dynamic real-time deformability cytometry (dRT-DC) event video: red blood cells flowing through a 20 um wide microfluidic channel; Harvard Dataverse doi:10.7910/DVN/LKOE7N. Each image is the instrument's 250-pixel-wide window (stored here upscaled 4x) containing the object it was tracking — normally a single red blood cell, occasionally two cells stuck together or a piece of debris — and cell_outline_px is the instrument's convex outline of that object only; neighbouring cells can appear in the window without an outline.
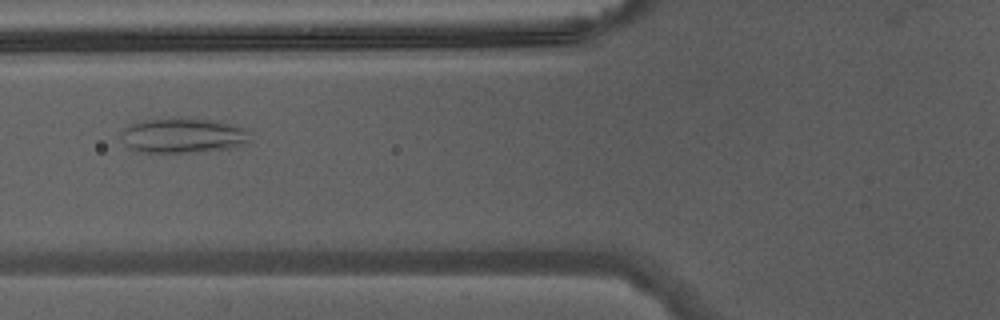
{"species": "Egyptian fruit bat (a non-hibernating species)", "species_latin": "Rousettus aegyptiacus", "temperature_condition": "warm", "stored_images_in_passage": 35, "camera_frame_rate_fps": 3000, "um_per_image_px": 0.085, "animal": {"sex": "male"}, "frame": {"image": 1, "passage_image": 8, "time_ms": 2.333, "image_size_px": [1000, 320], "cell_outline_px": [[252, 140], [228, 148], [196, 152], [140, 152], [124, 144], [120, 140], [120, 132], [128, 124], [144, 120], [180, 116], [220, 120], [252, 128]], "centroid_in_image_um": [15.62, 11.47], "position_along_channel_um": 110.2, "area_um2": 27.4}}
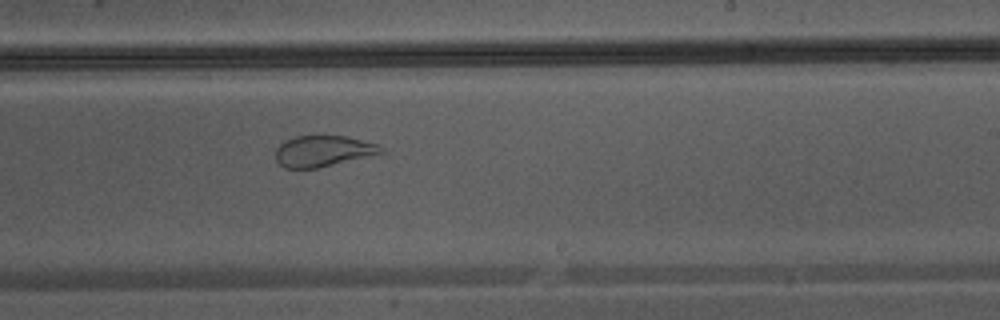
{"frame": {"image": 2, "passage_image": 18, "time_ms": 5.667, "image_size_px": [1000, 320], "cell_outline_px": [[384, 152], [316, 168], [284, 168], [276, 160], [276, 148], [284, 140], [296, 136], [348, 136], [376, 144], [384, 148]], "centroid_in_image_um": [27.42, 12.83], "position_along_channel_um": 261.6, "area_um2": 18.79}}
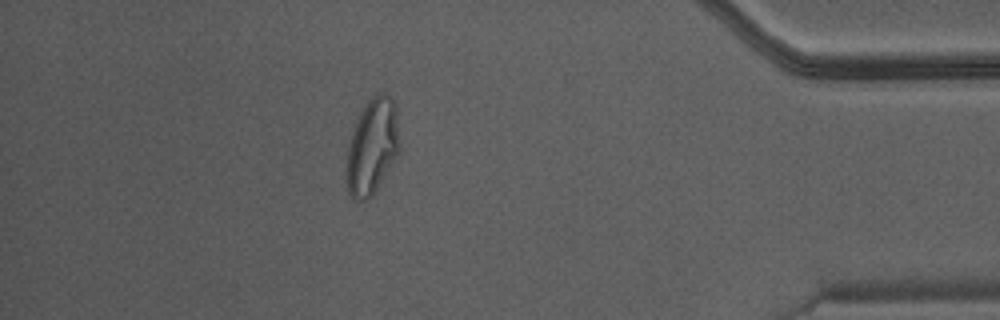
{"frame": {"image": 3, "passage_image": 30, "time_ms": 9.667, "image_size_px": [1000, 320], "cell_outline_px": [[400, 152], [372, 196], [368, 200], [356, 200], [348, 192], [348, 144], [356, 120], [364, 104], [372, 96], [380, 92], [388, 92], [396, 108], [400, 140]], "centroid_in_image_um": [31.68, 12.41], "position_along_channel_um": 403.5, "area_um2": 29.59}}